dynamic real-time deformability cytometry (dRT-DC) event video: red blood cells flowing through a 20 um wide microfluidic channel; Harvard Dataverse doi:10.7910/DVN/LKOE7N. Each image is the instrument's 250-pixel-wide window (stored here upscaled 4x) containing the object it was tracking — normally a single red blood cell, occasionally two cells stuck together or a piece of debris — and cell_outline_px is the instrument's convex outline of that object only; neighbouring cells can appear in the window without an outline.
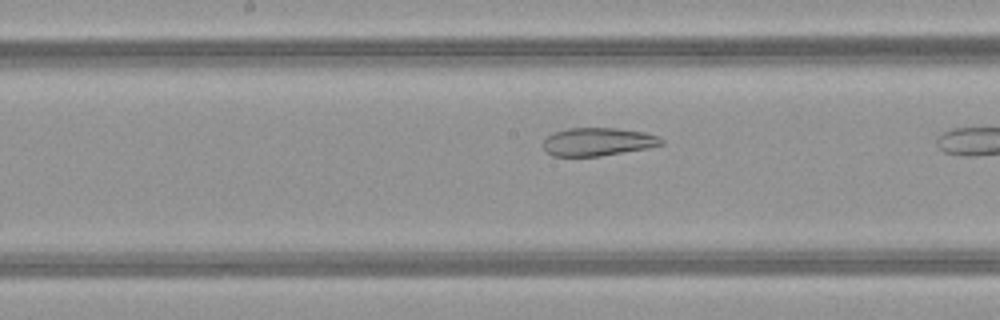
{"species": "common noctule bat (a hibernating species)", "species_latin": "Nyctalus noctula", "temperature_condition": "warm", "stored_images_in_passage": 11, "camera_frame_rate_fps": 3000, "um_per_image_px": 0.085, "animal": {"sex": "female", "body_mass_g": 21.9}, "frame": {"image": 1, "passage_image": 10, "time_ms": 3.0, "image_size_px": [1000, 320], "cell_outline_px": [[664, 144], [648, 148], [600, 156], [552, 156], [544, 148], [544, 140], [548, 136], [556, 132], [568, 128], [616, 128], [644, 132], [660, 136], [664, 140]], "centroid_in_image_um": [50.87, 12.05], "position_along_channel_um": 197.3, "area_um2": 19.31}}